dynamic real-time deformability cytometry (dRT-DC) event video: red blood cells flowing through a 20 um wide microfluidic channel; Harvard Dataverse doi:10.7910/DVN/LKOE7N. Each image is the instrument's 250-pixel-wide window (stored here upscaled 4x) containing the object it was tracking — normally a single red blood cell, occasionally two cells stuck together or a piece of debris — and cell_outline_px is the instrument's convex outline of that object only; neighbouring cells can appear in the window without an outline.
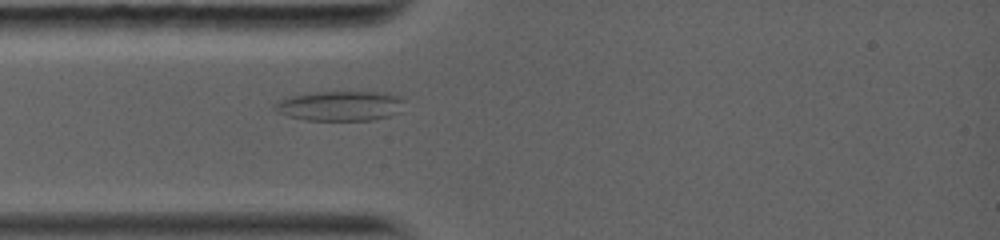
{"species": "common noctule bat (a hibernating species)", "species_latin": "Nyctalus noctula", "temperature_condition": "warm", "stored_images_in_passage": 18, "camera_frame_rate_fps": 5000, "um_per_image_px": 0.085, "animal": {"sex": "female", "body_mass_g": 19.0, "forearm_length_mm": 56.7}, "frame": {"image": 1, "passage_image": 1, "time_ms": 0.0, "image_size_px": [1000, 240], "cell_outline_px": [[404, 100], [400, 112], [376, 120], [304, 120], [288, 116], [276, 112], [272, 108], [272, 104], [280, 100], [292, 96], [316, 92], [388, 92], [400, 96]], "centroid_in_image_um": [28.92, 9.0], "position_along_channel_um": 56.1, "area_um2": 22.77}}
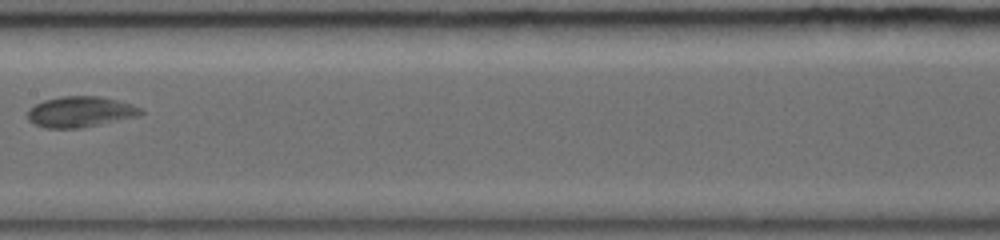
{"frame": {"image": 2, "passage_image": 6, "time_ms": 3.6, "image_size_px": [1000, 240], "cell_outline_px": [[144, 112], [140, 116], [80, 128], [44, 128], [28, 120], [28, 112], [36, 104], [44, 100], [64, 96], [100, 96], [132, 104], [140, 108]], "centroid_in_image_um": [6.86, 9.51], "position_along_channel_um": 200.5, "area_um2": 20.11}}
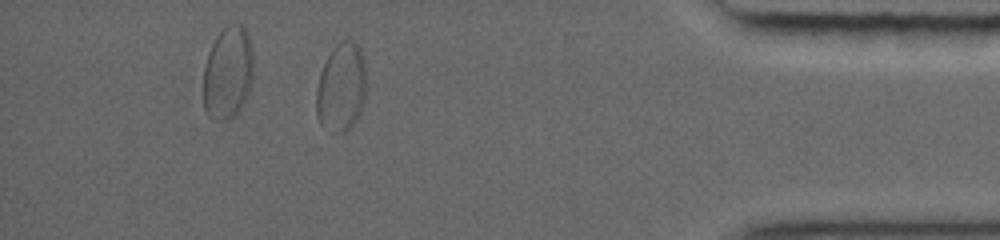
{"frame": {"image": 3, "passage_image": 15, "time_ms": 9.8, "image_size_px": [1000, 240], "cell_outline_px": [[364, 100], [360, 112], [356, 120], [344, 132], [332, 132], [320, 124], [316, 116], [316, 88], [320, 72], [332, 48], [340, 40], [352, 40], [360, 48], [364, 56]], "centroid_in_image_um": [28.98, 7.41], "position_along_channel_um": 406.2, "area_um2": 25.78}}